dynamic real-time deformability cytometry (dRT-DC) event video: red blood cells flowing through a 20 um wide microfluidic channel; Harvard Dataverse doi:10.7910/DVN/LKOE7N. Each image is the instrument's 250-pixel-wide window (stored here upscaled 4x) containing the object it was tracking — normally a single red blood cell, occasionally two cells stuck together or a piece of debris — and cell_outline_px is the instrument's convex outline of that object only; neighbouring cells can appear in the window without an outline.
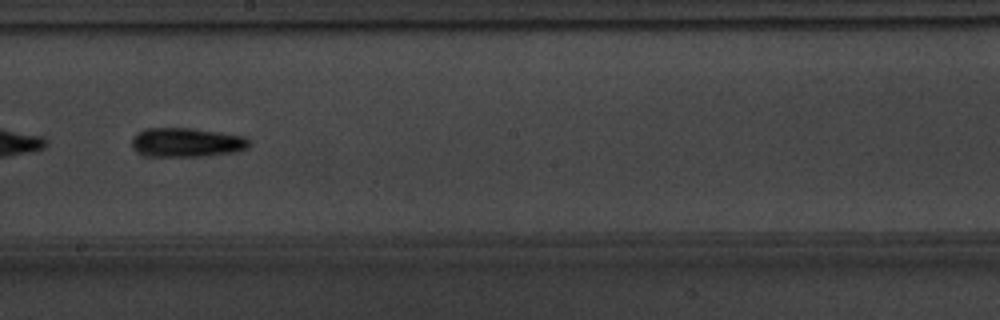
{"species": "common noctule bat (a hibernating species)", "species_latin": "Nyctalus noctula", "temperature_condition": "warm", "stored_images_in_passage": 39, "camera_frame_rate_fps": 3000, "um_per_image_px": 0.085, "animal": {"sex": "male", "body_mass_g": 20.1, "forearm_length_mm": 53.5}, "frame": {"image": 1, "passage_image": 17, "time_ms": 5.333, "image_size_px": [1000, 320], "cell_outline_px": [[252, 144], [248, 148], [236, 152], [208, 156], [152, 156], [140, 152], [132, 148], [132, 136], [148, 128], [192, 128], [220, 132], [244, 136], [252, 140]], "centroid_in_image_um": [15.95, 12.1], "position_along_channel_um": 232.2, "area_um2": 20.06}}
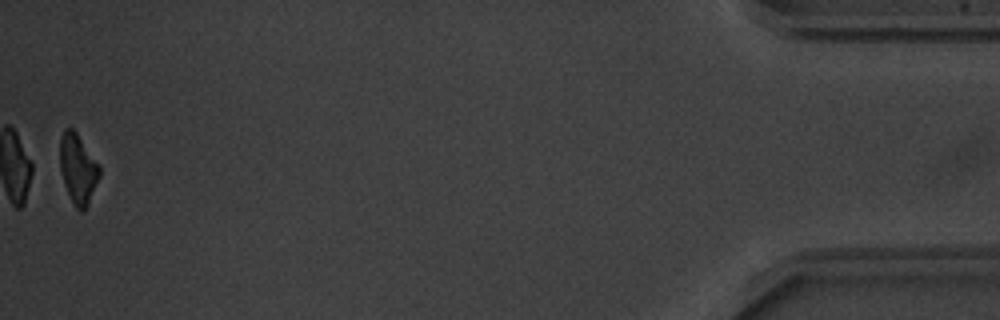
{"frame": {"image": 2, "passage_image": 39, "time_ms": 12.667, "image_size_px": [1000, 320], "cell_outline_px": [[100, 176], [88, 204], [84, 212], [80, 212], [76, 208], [64, 184], [60, 168], [60, 140], [64, 128], [72, 128], [76, 132], [100, 168]], "centroid_in_image_um": [6.61, 14.37], "position_along_channel_um": 428.6, "area_um2": 15.72}, "authors_computed_cell_mechanics": {"area_um2": 18.3226, "velocity_mm_per_s": 3.805, "shape_relaxation_time_tau1_ms": 3.0278, "shape_relaxation_time_tau2_ms": null, "deformation_change_tau1": 0.1555, "deformation_change_tau2": null}}